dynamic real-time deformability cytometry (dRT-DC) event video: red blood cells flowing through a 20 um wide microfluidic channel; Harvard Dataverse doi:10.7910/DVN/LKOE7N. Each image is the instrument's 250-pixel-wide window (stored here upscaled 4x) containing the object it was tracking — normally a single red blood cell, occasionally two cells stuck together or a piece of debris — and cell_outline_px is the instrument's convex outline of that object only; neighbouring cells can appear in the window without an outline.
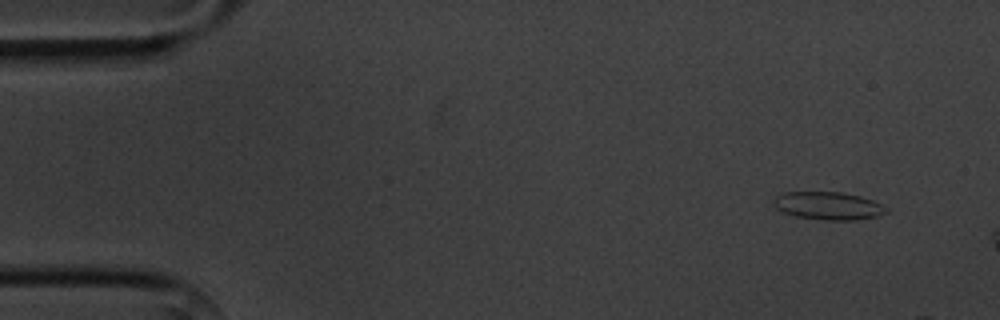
{"species": "common noctule bat (a hibernating species)", "species_latin": "Nyctalus noctula", "temperature_condition": "cold", "stored_images_in_passage": 3, "segment_of_instrument_passage": [1, 2], "camera_frame_rate_fps": 3000, "um_per_image_px": 0.085, "animal": {"sex": "male", "body_mass_g": 20.1, "forearm_length_mm": 53.5}, "frame": {"image": 1, "passage_image": 1, "time_ms": 0.0, "image_size_px": [1000, 320], "cell_outline_px": [[888, 212], [876, 216], [856, 220], [824, 220], [796, 216], [784, 212], [776, 208], [772, 204], [776, 196], [784, 192], [844, 192], [860, 196], [872, 200], [888, 208]], "centroid_in_image_um": [70.4, 17.49], "position_along_channel_um": 14.6, "area_um2": 18.26}}